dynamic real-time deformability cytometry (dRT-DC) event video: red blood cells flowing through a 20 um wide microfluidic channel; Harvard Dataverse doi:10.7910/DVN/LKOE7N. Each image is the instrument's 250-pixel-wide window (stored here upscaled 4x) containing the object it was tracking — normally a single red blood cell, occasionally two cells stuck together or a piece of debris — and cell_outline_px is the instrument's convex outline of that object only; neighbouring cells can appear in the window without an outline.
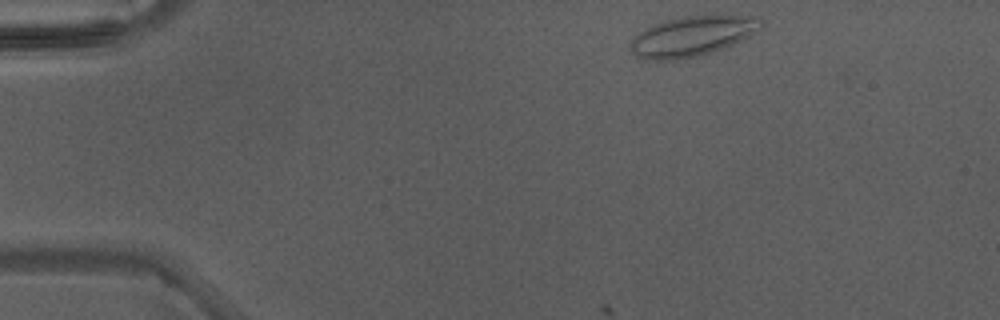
{"species": "Egyptian fruit bat (a non-hibernating species)", "species_latin": "Rousettus aegyptiacus", "temperature_condition": "warm", "stored_images_in_passage": 4, "camera_frame_rate_fps": 3000, "um_per_image_px": 0.085, "animal": {"sex": "male"}, "frame": {"image": 1, "passage_image": 1, "time_ms": 0.0, "image_size_px": [1000, 320], "cell_outline_px": [[760, 28], [748, 36], [732, 44], [712, 52], [696, 56], [676, 60], [656, 60], [636, 56], [628, 48], [628, 44], [644, 28], [652, 24], [664, 20], [684, 16], [760, 16]], "centroid_in_image_um": [58.77, 3.07], "position_along_channel_um": 26.2, "area_um2": 30.06}}